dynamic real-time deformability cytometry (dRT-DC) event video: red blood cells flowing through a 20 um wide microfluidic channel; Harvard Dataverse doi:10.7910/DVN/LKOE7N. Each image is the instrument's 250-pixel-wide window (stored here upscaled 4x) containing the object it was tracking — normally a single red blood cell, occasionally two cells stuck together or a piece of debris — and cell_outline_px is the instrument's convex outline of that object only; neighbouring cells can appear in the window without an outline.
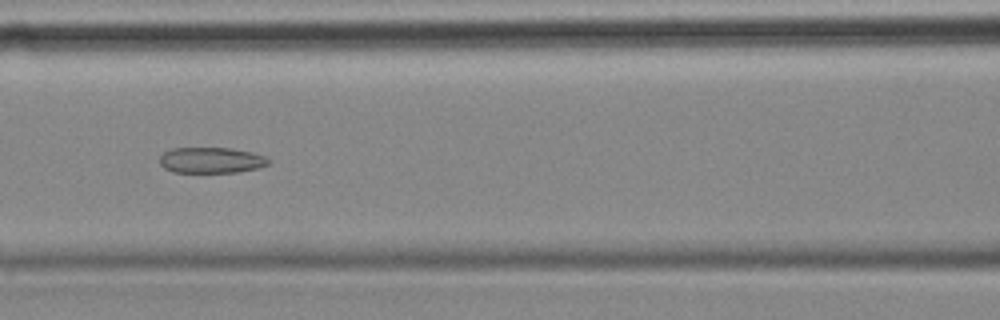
{"species": "common noctule bat (a hibernating species)", "species_latin": "Nyctalus noctula", "temperature_condition": "cold", "stored_images_in_passage": 48, "camera_frame_rate_fps": 3000, "um_per_image_px": 0.085, "animal": {"sex": "female", "body_mass_g": 18.4}, "frame": {"image": 1, "passage_image": 16, "time_ms": 5.0, "image_size_px": [1000, 320], "cell_outline_px": [[272, 160], [268, 164], [260, 168], [236, 172], [172, 172], [164, 168], [160, 164], [160, 156], [164, 152], [172, 148], [228, 148], [252, 152], [264, 156]], "centroid_in_image_um": [17.96, 13.62], "position_along_channel_um": 148.6, "area_um2": 16.42}}
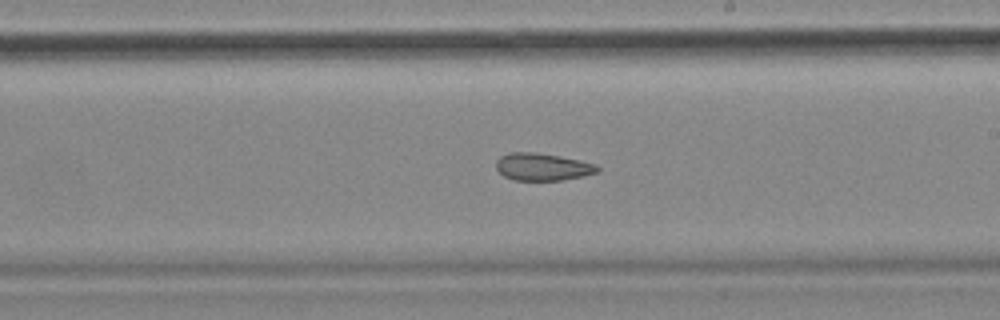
{"frame": {"image": 2, "passage_image": 24, "time_ms": 7.667, "image_size_px": [1000, 320], "cell_outline_px": [[600, 168], [596, 172], [584, 176], [560, 180], [512, 180], [504, 176], [496, 168], [496, 160], [500, 156], [508, 152], [532, 152], [560, 156], [580, 160], [596, 164]], "centroid_in_image_um": [46.09, 14.18], "position_along_channel_um": 242.9, "area_um2": 16.18}}
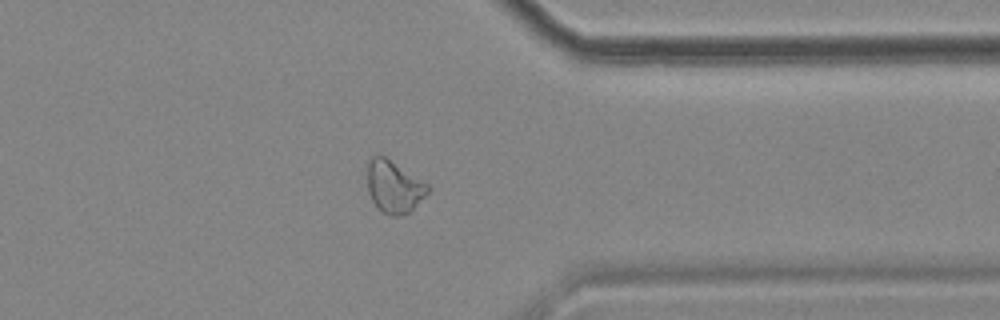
{"frame": {"image": 3, "passage_image": 36, "time_ms": 11.667, "image_size_px": [1000, 320], "cell_outline_px": [[428, 192], [408, 212], [400, 216], [392, 216], [384, 212], [372, 200], [368, 192], [368, 164], [372, 156], [384, 156], [428, 184]], "centroid_in_image_um": [33.47, 15.87], "position_along_channel_um": 377.9, "area_um2": 17.74}, "authors_computed_cell_mechanics": {"area_um2": 18.8717, "velocity_mm_per_s": 3.5579, "shape_relaxation_time_tau1_ms": null, "shape_relaxation_time_tau2_ms": 4.9672, "deformation_change_tau1": null, "deformation_change_tau2": 0.1166}}